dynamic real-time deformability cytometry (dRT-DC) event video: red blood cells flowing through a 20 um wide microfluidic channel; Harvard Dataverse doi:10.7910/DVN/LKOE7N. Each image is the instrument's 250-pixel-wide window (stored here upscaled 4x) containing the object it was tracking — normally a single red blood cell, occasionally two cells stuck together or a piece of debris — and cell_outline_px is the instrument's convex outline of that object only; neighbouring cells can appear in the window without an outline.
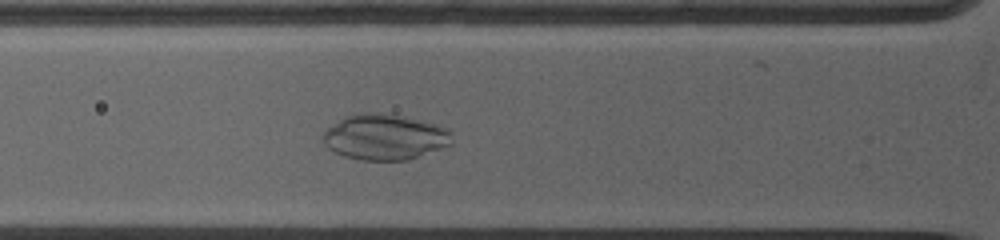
{"species": "common noctule bat (a hibernating species)", "species_latin": "Nyctalus noctula", "temperature_condition": "warm", "stored_images_in_passage": 15, "camera_frame_rate_fps": 5000, "um_per_image_px": 0.085, "animal": {"sex": "female", "body_mass_g": 19.0, "forearm_length_mm": 53.3}, "frame": {"image": 1, "passage_image": 8, "time_ms": 3.4, "image_size_px": [1000, 240], "cell_outline_px": [[452, 144], [408, 160], [360, 160], [344, 156], [328, 148], [324, 144], [324, 132], [328, 128], [344, 116], [356, 112], [380, 112], [420, 120], [436, 124], [448, 128]], "centroid_in_image_um": [32.69, 11.64], "position_along_channel_um": 93.1, "area_um2": 34.22}}
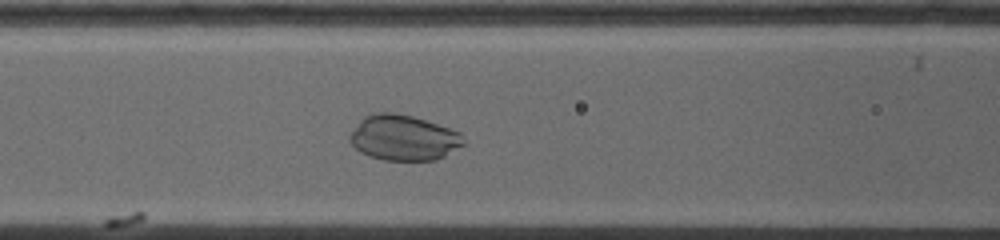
{"frame": {"image": 2, "passage_image": 10, "time_ms": 4.4, "image_size_px": [1000, 240], "cell_outline_px": [[464, 144], [444, 156], [436, 160], [384, 160], [368, 156], [360, 152], [348, 140], [348, 136], [360, 120], [364, 116], [376, 112], [396, 112], [412, 116], [460, 132], [464, 140]], "centroid_in_image_um": [34.26, 11.71], "position_along_channel_um": 132.3, "area_um2": 30.06}}
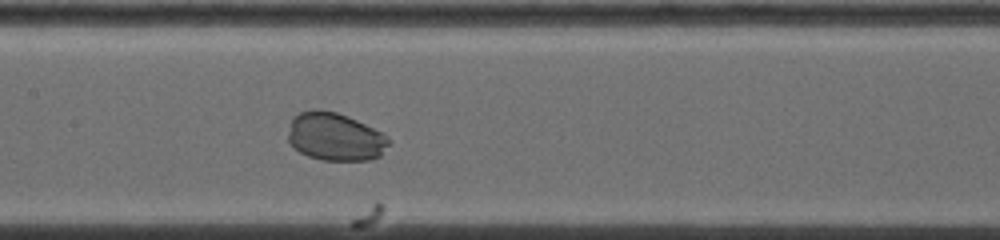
{"frame": {"image": 3, "passage_image": 12, "time_ms": 5.6, "image_size_px": [1000, 240], "cell_outline_px": [[388, 144], [380, 156], [368, 160], [324, 160], [308, 156], [300, 152], [288, 140], [288, 132], [292, 116], [300, 112], [316, 108], [336, 112], [348, 116], [388, 136]], "centroid_in_image_um": [28.45, 11.61], "position_along_channel_um": 179.0, "area_um2": 27.98}}